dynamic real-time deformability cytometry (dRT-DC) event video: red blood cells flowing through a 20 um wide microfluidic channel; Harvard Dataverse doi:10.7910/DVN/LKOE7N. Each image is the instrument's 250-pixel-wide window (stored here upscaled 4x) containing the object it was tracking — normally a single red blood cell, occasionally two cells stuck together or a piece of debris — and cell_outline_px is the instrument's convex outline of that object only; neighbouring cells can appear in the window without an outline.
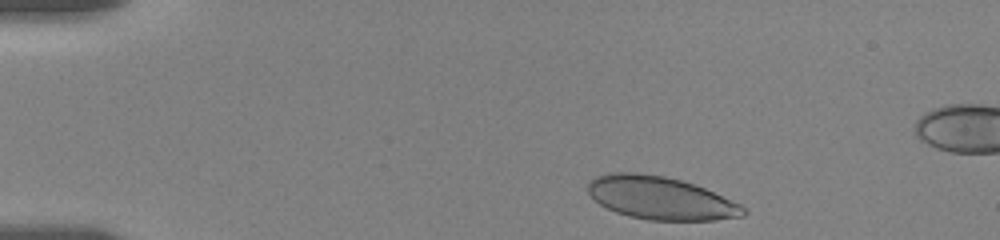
{"species": "human", "species_latin": "Homo sapiens", "temperature_condition": "room temperature", "stored_images_in_passage": 10, "camera_frame_rate_fps": 3000, "um_per_image_px": 0.085, "donor": {"sex": "female"}, "frame": {"image": 1, "passage_image": 1, "time_ms": 0.0, "image_size_px": [1000, 240], "cell_outline_px": [[748, 212], [744, 216], [716, 220], [648, 220], [628, 216], [616, 212], [600, 204], [588, 192], [588, 180], [596, 176], [612, 172], [636, 172], [664, 176], [680, 180], [704, 188], [740, 204]], "centroid_in_image_um": [56.13, 16.83], "position_along_channel_um": 28.9, "area_um2": 38.73}}
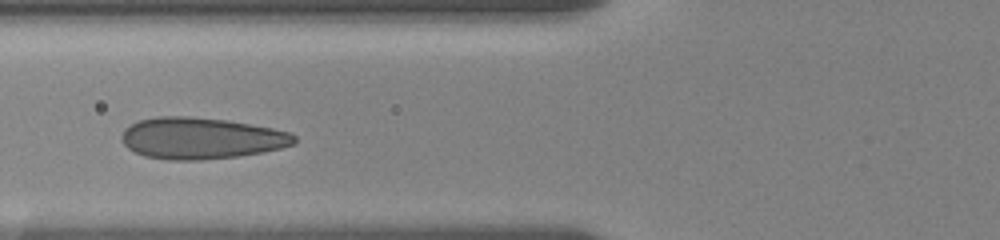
{"frame": {"image": 2, "passage_image": 7, "time_ms": 4.333, "image_size_px": [1000, 240], "cell_outline_px": [[296, 144], [280, 148], [260, 152], [236, 156], [200, 160], [168, 160], [144, 156], [128, 148], [120, 140], [120, 136], [124, 128], [140, 120], [156, 116], [188, 116], [228, 120], [272, 128], [292, 132], [296, 136]], "centroid_in_image_um": [17.08, 11.74], "position_along_channel_um": 108.7, "area_um2": 41.85}}
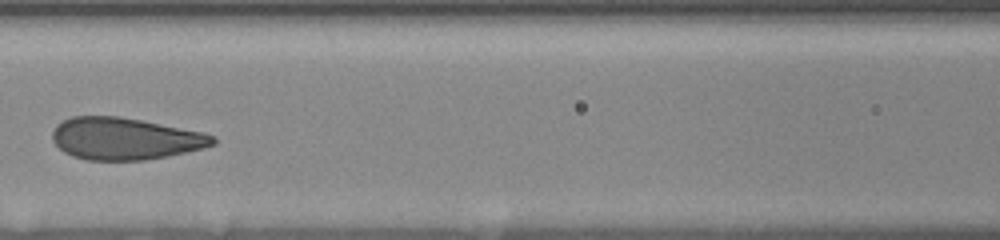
{"frame": {"image": 3, "passage_image": 9, "time_ms": 5.667, "image_size_px": [1000, 240], "cell_outline_px": [[216, 144], [204, 148], [168, 156], [144, 160], [84, 160], [72, 156], [64, 152], [52, 140], [52, 132], [56, 124], [72, 116], [120, 116], [204, 132], [216, 136]], "centroid_in_image_um": [10.64, 11.79], "position_along_channel_um": 156.0, "area_um2": 39.54}}